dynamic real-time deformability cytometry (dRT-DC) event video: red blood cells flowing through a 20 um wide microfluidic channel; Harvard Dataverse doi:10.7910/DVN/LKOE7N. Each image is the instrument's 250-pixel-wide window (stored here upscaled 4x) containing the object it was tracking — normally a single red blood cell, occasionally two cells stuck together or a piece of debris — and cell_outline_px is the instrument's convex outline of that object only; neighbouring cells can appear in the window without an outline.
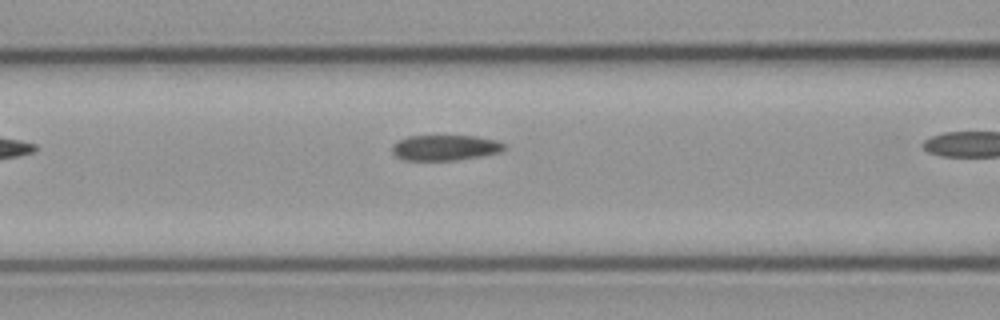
{"species": "common noctule bat (a hibernating species)", "species_latin": "Nyctalus noctula", "temperature_condition": "cold", "stored_images_in_passage": 17, "camera_frame_rate_fps": 3000, "um_per_image_px": 0.085, "animal": {"sex": "male", "body_mass_g": 23.1, "forearm_length_mm": 52.7}, "frame": {"image": 1, "passage_image": 6, "time_ms": 1.667, "image_size_px": [1000, 320], "cell_outline_px": [[504, 148], [500, 152], [480, 156], [456, 160], [404, 160], [396, 156], [392, 152], [392, 144], [408, 136], [476, 136], [496, 140], [504, 144]], "centroid_in_image_um": [37.81, 12.55], "position_along_channel_um": 128.8, "area_um2": 16.53}}